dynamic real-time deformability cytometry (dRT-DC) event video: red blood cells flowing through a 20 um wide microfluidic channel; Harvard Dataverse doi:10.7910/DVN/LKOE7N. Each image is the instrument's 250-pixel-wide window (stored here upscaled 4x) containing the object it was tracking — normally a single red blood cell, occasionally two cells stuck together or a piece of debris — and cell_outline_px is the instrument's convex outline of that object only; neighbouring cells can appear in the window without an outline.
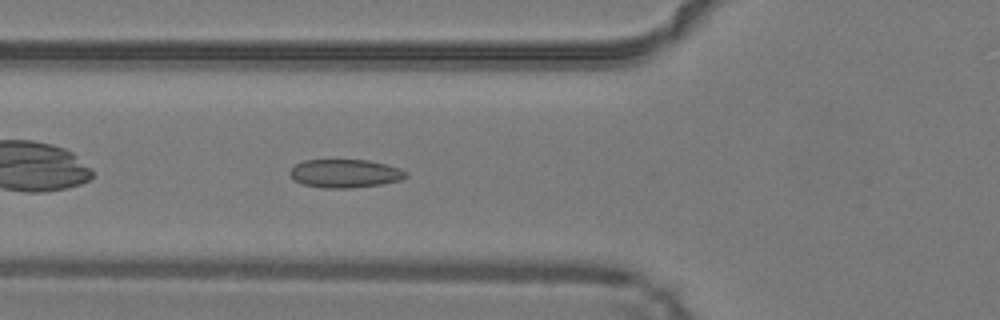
{"species": "common noctule bat (a hibernating species)", "species_latin": "Nyctalus noctula", "temperature_condition": "warm", "stored_images_in_passage": 37, "camera_frame_rate_fps": 3000, "um_per_image_px": 0.085, "animal": {"sex": "male", "body_mass_g": 19.2, "forearm_length_mm": 51.8}, "frame": {"image": 1, "passage_image": 5, "time_ms": 1.333, "image_size_px": [1000, 320], "cell_outline_px": [[408, 176], [400, 180], [380, 184], [352, 188], [324, 188], [304, 184], [296, 180], [288, 172], [296, 164], [304, 160], [368, 160], [400, 168], [408, 172]], "centroid_in_image_um": [29.35, 14.74], "position_along_channel_um": 96.4, "area_um2": 19.02}}
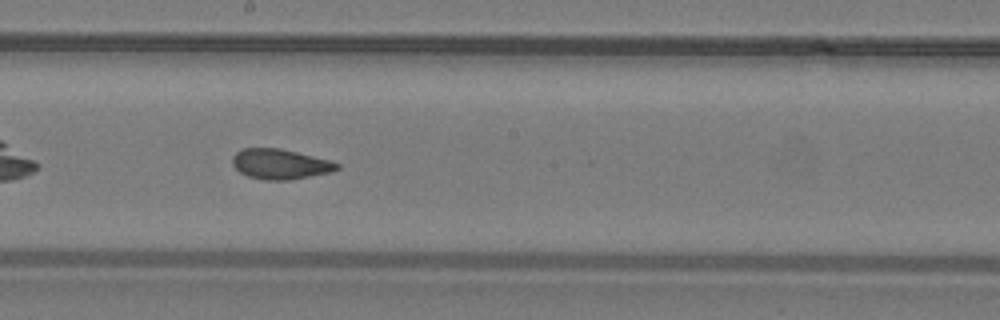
{"frame": {"image": 2, "passage_image": 14, "time_ms": 4.333, "image_size_px": [1000, 320], "cell_outline_px": [[340, 168], [332, 172], [288, 180], [264, 180], [248, 176], [240, 172], [232, 164], [232, 156], [236, 152], [244, 148], [280, 148], [328, 160], [340, 164]], "centroid_in_image_um": [23.8, 13.95], "position_along_channel_um": 224.4, "area_um2": 18.26}}
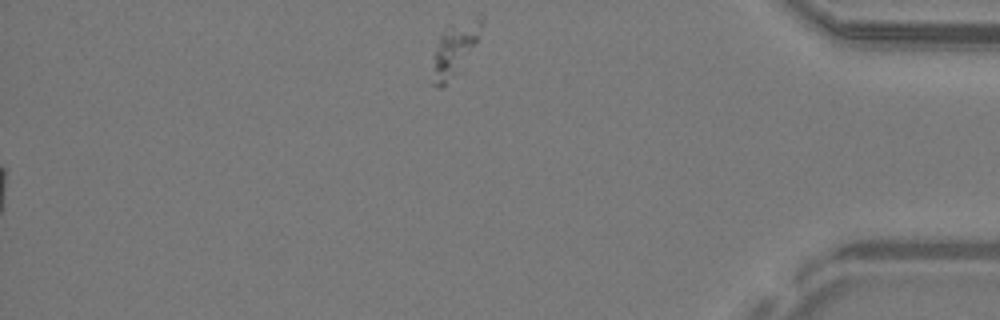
{"frame": {"image": 3, "passage_image": 37, "time_ms": 12.0, "image_size_px": [1000, 320], "cell_outline_px": [[484, 24], [480, 36], [444, 84], [440, 88], [436, 88], [432, 84], [432, 56], [440, 36], [444, 28], [448, 24], [480, 12], [484, 16]], "centroid_in_image_um": [38.66, 3.96], "position_along_channel_um": 396.5, "area_um2": 15.09}, "authors_computed_cell_mechanics": {"area_um2": 18.5538, "velocity_mm_per_s": 4.2445, "shape_relaxation_time_tau1_ms": null, "shape_relaxation_time_tau2_ms": 1.3502, "deformation_change_tau1": null, "deformation_change_tau2": 0.069}}